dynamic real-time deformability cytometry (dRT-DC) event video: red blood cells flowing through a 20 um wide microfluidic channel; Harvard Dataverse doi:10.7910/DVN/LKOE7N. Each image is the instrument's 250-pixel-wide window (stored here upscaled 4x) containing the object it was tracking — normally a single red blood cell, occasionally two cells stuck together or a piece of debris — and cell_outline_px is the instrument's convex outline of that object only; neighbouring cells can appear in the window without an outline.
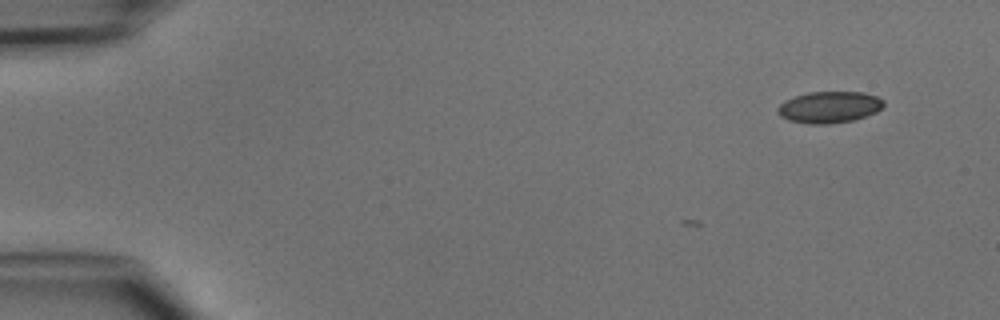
{"species": "common noctule bat (a hibernating species)", "species_latin": "Nyctalus noctula", "temperature_condition": "cold", "stored_images_in_passage": 8, "camera_frame_rate_fps": 3000, "um_per_image_px": 0.085, "animal": {"sex": "male", "body_mass_g": 15.6}, "frame": {"image": 1, "passage_image": 8, "time_ms": 2.333, "image_size_px": [1000, 320], "cell_outline_px": [[884, 104], [876, 112], [852, 120], [828, 124], [808, 124], [788, 120], [780, 116], [776, 112], [776, 108], [784, 100], [808, 92], [864, 92], [876, 96], [884, 100]], "centroid_in_image_um": [70.45, 9.1], "position_along_channel_um": 14.6, "area_um2": 19.48}}